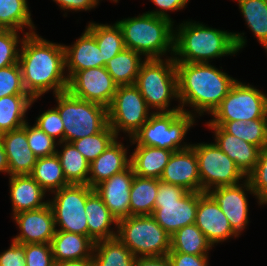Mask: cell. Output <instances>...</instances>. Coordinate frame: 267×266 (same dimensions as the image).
Returning a JSON list of instances; mask_svg holds the SVG:
<instances>
[{
	"mask_svg": "<svg viewBox=\"0 0 267 266\" xmlns=\"http://www.w3.org/2000/svg\"><path fill=\"white\" fill-rule=\"evenodd\" d=\"M193 112L174 111L168 113H155L140 128V130L129 139L132 144L156 147L171 151L187 149L191 144H185L187 132L195 123ZM182 144V145H181Z\"/></svg>",
	"mask_w": 267,
	"mask_h": 266,
	"instance_id": "8992f818",
	"label": "cell"
},
{
	"mask_svg": "<svg viewBox=\"0 0 267 266\" xmlns=\"http://www.w3.org/2000/svg\"><path fill=\"white\" fill-rule=\"evenodd\" d=\"M198 159L201 192L239 184L247 177L215 143L191 144ZM240 180V181H239Z\"/></svg>",
	"mask_w": 267,
	"mask_h": 266,
	"instance_id": "7c38bea8",
	"label": "cell"
},
{
	"mask_svg": "<svg viewBox=\"0 0 267 266\" xmlns=\"http://www.w3.org/2000/svg\"><path fill=\"white\" fill-rule=\"evenodd\" d=\"M242 183L217 187L208 191L227 217L232 229L238 235H241V231L249 223L247 193L250 192L253 196L255 195L247 178Z\"/></svg>",
	"mask_w": 267,
	"mask_h": 266,
	"instance_id": "9a60e30c",
	"label": "cell"
},
{
	"mask_svg": "<svg viewBox=\"0 0 267 266\" xmlns=\"http://www.w3.org/2000/svg\"><path fill=\"white\" fill-rule=\"evenodd\" d=\"M62 10H73V11H81V10H91L99 4L100 0H53Z\"/></svg>",
	"mask_w": 267,
	"mask_h": 266,
	"instance_id": "681fc988",
	"label": "cell"
},
{
	"mask_svg": "<svg viewBox=\"0 0 267 266\" xmlns=\"http://www.w3.org/2000/svg\"><path fill=\"white\" fill-rule=\"evenodd\" d=\"M117 238L136 258L165 256L171 249V235L151 215L118 220Z\"/></svg>",
	"mask_w": 267,
	"mask_h": 266,
	"instance_id": "ba28073f",
	"label": "cell"
},
{
	"mask_svg": "<svg viewBox=\"0 0 267 266\" xmlns=\"http://www.w3.org/2000/svg\"><path fill=\"white\" fill-rule=\"evenodd\" d=\"M158 179L134 176L130 189V216L152 215Z\"/></svg>",
	"mask_w": 267,
	"mask_h": 266,
	"instance_id": "4dcf8cb0",
	"label": "cell"
},
{
	"mask_svg": "<svg viewBox=\"0 0 267 266\" xmlns=\"http://www.w3.org/2000/svg\"><path fill=\"white\" fill-rule=\"evenodd\" d=\"M121 28L125 47L145 56L161 59L167 52L174 53V21L143 13L116 22Z\"/></svg>",
	"mask_w": 267,
	"mask_h": 266,
	"instance_id": "277c9868",
	"label": "cell"
},
{
	"mask_svg": "<svg viewBox=\"0 0 267 266\" xmlns=\"http://www.w3.org/2000/svg\"><path fill=\"white\" fill-rule=\"evenodd\" d=\"M215 134V144L235 162L241 172L247 177L259 159L261 149L251 143L226 133L220 126H207Z\"/></svg>",
	"mask_w": 267,
	"mask_h": 266,
	"instance_id": "44dd1931",
	"label": "cell"
},
{
	"mask_svg": "<svg viewBox=\"0 0 267 266\" xmlns=\"http://www.w3.org/2000/svg\"><path fill=\"white\" fill-rule=\"evenodd\" d=\"M13 219L20 229V233L12 241L24 245L51 243L56 228L54 214L49 203L40 209L14 214Z\"/></svg>",
	"mask_w": 267,
	"mask_h": 266,
	"instance_id": "2e32d148",
	"label": "cell"
},
{
	"mask_svg": "<svg viewBox=\"0 0 267 266\" xmlns=\"http://www.w3.org/2000/svg\"><path fill=\"white\" fill-rule=\"evenodd\" d=\"M207 126H220L226 133L232 134L263 149L267 145V119L244 121H209Z\"/></svg>",
	"mask_w": 267,
	"mask_h": 266,
	"instance_id": "d6a6232c",
	"label": "cell"
},
{
	"mask_svg": "<svg viewBox=\"0 0 267 266\" xmlns=\"http://www.w3.org/2000/svg\"><path fill=\"white\" fill-rule=\"evenodd\" d=\"M149 112L145 99L135 85L118 86L108 107V124L117 137L123 131L132 139L149 120L152 115Z\"/></svg>",
	"mask_w": 267,
	"mask_h": 266,
	"instance_id": "4fadbf2b",
	"label": "cell"
},
{
	"mask_svg": "<svg viewBox=\"0 0 267 266\" xmlns=\"http://www.w3.org/2000/svg\"><path fill=\"white\" fill-rule=\"evenodd\" d=\"M141 54L125 48L105 65V69L112 76L118 86L134 85L139 74L142 60Z\"/></svg>",
	"mask_w": 267,
	"mask_h": 266,
	"instance_id": "f546056e",
	"label": "cell"
},
{
	"mask_svg": "<svg viewBox=\"0 0 267 266\" xmlns=\"http://www.w3.org/2000/svg\"><path fill=\"white\" fill-rule=\"evenodd\" d=\"M135 174L131 165L94 187L110 213L117 219L130 216V189Z\"/></svg>",
	"mask_w": 267,
	"mask_h": 266,
	"instance_id": "d6986e66",
	"label": "cell"
},
{
	"mask_svg": "<svg viewBox=\"0 0 267 266\" xmlns=\"http://www.w3.org/2000/svg\"><path fill=\"white\" fill-rule=\"evenodd\" d=\"M172 153L167 149L136 145L130 155V165L136 176L160 179Z\"/></svg>",
	"mask_w": 267,
	"mask_h": 266,
	"instance_id": "4316f807",
	"label": "cell"
},
{
	"mask_svg": "<svg viewBox=\"0 0 267 266\" xmlns=\"http://www.w3.org/2000/svg\"><path fill=\"white\" fill-rule=\"evenodd\" d=\"M18 62L23 86L32 99H38L49 90H53V95L66 92L64 44L47 41L36 32H24Z\"/></svg>",
	"mask_w": 267,
	"mask_h": 266,
	"instance_id": "6da1fadb",
	"label": "cell"
},
{
	"mask_svg": "<svg viewBox=\"0 0 267 266\" xmlns=\"http://www.w3.org/2000/svg\"><path fill=\"white\" fill-rule=\"evenodd\" d=\"M195 224L212 246L231 237H238L220 206L208 192H200Z\"/></svg>",
	"mask_w": 267,
	"mask_h": 266,
	"instance_id": "e0dca14e",
	"label": "cell"
},
{
	"mask_svg": "<svg viewBox=\"0 0 267 266\" xmlns=\"http://www.w3.org/2000/svg\"><path fill=\"white\" fill-rule=\"evenodd\" d=\"M9 184L13 215L40 209L49 202L43 201L46 191L30 175L10 176Z\"/></svg>",
	"mask_w": 267,
	"mask_h": 266,
	"instance_id": "cb8c5ba5",
	"label": "cell"
},
{
	"mask_svg": "<svg viewBox=\"0 0 267 266\" xmlns=\"http://www.w3.org/2000/svg\"><path fill=\"white\" fill-rule=\"evenodd\" d=\"M24 26L35 33L27 0H0V29L23 32Z\"/></svg>",
	"mask_w": 267,
	"mask_h": 266,
	"instance_id": "8d00e7d4",
	"label": "cell"
},
{
	"mask_svg": "<svg viewBox=\"0 0 267 266\" xmlns=\"http://www.w3.org/2000/svg\"><path fill=\"white\" fill-rule=\"evenodd\" d=\"M172 266H208V255H191L180 252H168Z\"/></svg>",
	"mask_w": 267,
	"mask_h": 266,
	"instance_id": "7dc6e473",
	"label": "cell"
},
{
	"mask_svg": "<svg viewBox=\"0 0 267 266\" xmlns=\"http://www.w3.org/2000/svg\"><path fill=\"white\" fill-rule=\"evenodd\" d=\"M174 30L175 62L209 63L210 59L233 56L246 44L244 33L207 27L196 21L181 23Z\"/></svg>",
	"mask_w": 267,
	"mask_h": 266,
	"instance_id": "3957f363",
	"label": "cell"
},
{
	"mask_svg": "<svg viewBox=\"0 0 267 266\" xmlns=\"http://www.w3.org/2000/svg\"><path fill=\"white\" fill-rule=\"evenodd\" d=\"M127 148L116 139L99 157L90 163L88 185L94 188L96 185L111 176L126 170L131 163V157L127 156Z\"/></svg>",
	"mask_w": 267,
	"mask_h": 266,
	"instance_id": "603a6c76",
	"label": "cell"
},
{
	"mask_svg": "<svg viewBox=\"0 0 267 266\" xmlns=\"http://www.w3.org/2000/svg\"><path fill=\"white\" fill-rule=\"evenodd\" d=\"M209 121L267 119V95L252 85L236 81Z\"/></svg>",
	"mask_w": 267,
	"mask_h": 266,
	"instance_id": "8fae6325",
	"label": "cell"
},
{
	"mask_svg": "<svg viewBox=\"0 0 267 266\" xmlns=\"http://www.w3.org/2000/svg\"><path fill=\"white\" fill-rule=\"evenodd\" d=\"M95 242L77 233L56 231L50 243L55 261L92 258Z\"/></svg>",
	"mask_w": 267,
	"mask_h": 266,
	"instance_id": "484cf974",
	"label": "cell"
},
{
	"mask_svg": "<svg viewBox=\"0 0 267 266\" xmlns=\"http://www.w3.org/2000/svg\"><path fill=\"white\" fill-rule=\"evenodd\" d=\"M93 191L89 185L69 184L52 192L55 196L48 203L54 214L56 231L88 236L85 204Z\"/></svg>",
	"mask_w": 267,
	"mask_h": 266,
	"instance_id": "30bf717a",
	"label": "cell"
},
{
	"mask_svg": "<svg viewBox=\"0 0 267 266\" xmlns=\"http://www.w3.org/2000/svg\"><path fill=\"white\" fill-rule=\"evenodd\" d=\"M1 140L9 163V176L30 175L37 157L29 148L27 122L23 127L1 134Z\"/></svg>",
	"mask_w": 267,
	"mask_h": 266,
	"instance_id": "ffe728a7",
	"label": "cell"
},
{
	"mask_svg": "<svg viewBox=\"0 0 267 266\" xmlns=\"http://www.w3.org/2000/svg\"><path fill=\"white\" fill-rule=\"evenodd\" d=\"M86 29L96 39L102 54L103 67L111 58L126 48L121 28L117 23L108 25L90 22Z\"/></svg>",
	"mask_w": 267,
	"mask_h": 266,
	"instance_id": "836d02e7",
	"label": "cell"
},
{
	"mask_svg": "<svg viewBox=\"0 0 267 266\" xmlns=\"http://www.w3.org/2000/svg\"><path fill=\"white\" fill-rule=\"evenodd\" d=\"M25 245L12 241L10 248L0 254V266H26Z\"/></svg>",
	"mask_w": 267,
	"mask_h": 266,
	"instance_id": "bcb514c9",
	"label": "cell"
},
{
	"mask_svg": "<svg viewBox=\"0 0 267 266\" xmlns=\"http://www.w3.org/2000/svg\"><path fill=\"white\" fill-rule=\"evenodd\" d=\"M116 139H118L117 135L108 124L102 131L82 139L74 140L71 143L89 163H92Z\"/></svg>",
	"mask_w": 267,
	"mask_h": 266,
	"instance_id": "f35d334b",
	"label": "cell"
},
{
	"mask_svg": "<svg viewBox=\"0 0 267 266\" xmlns=\"http://www.w3.org/2000/svg\"><path fill=\"white\" fill-rule=\"evenodd\" d=\"M0 172L9 174V163L0 135Z\"/></svg>",
	"mask_w": 267,
	"mask_h": 266,
	"instance_id": "f5cc1de1",
	"label": "cell"
},
{
	"mask_svg": "<svg viewBox=\"0 0 267 266\" xmlns=\"http://www.w3.org/2000/svg\"><path fill=\"white\" fill-rule=\"evenodd\" d=\"M19 31L0 29V68L18 63L20 48ZM18 47V48H17Z\"/></svg>",
	"mask_w": 267,
	"mask_h": 266,
	"instance_id": "ab89813d",
	"label": "cell"
},
{
	"mask_svg": "<svg viewBox=\"0 0 267 266\" xmlns=\"http://www.w3.org/2000/svg\"><path fill=\"white\" fill-rule=\"evenodd\" d=\"M26 266H52L54 262L51 245L47 243L25 244Z\"/></svg>",
	"mask_w": 267,
	"mask_h": 266,
	"instance_id": "f6af8a7d",
	"label": "cell"
},
{
	"mask_svg": "<svg viewBox=\"0 0 267 266\" xmlns=\"http://www.w3.org/2000/svg\"><path fill=\"white\" fill-rule=\"evenodd\" d=\"M9 95H28L23 86L19 62L0 68V98Z\"/></svg>",
	"mask_w": 267,
	"mask_h": 266,
	"instance_id": "60d3db41",
	"label": "cell"
},
{
	"mask_svg": "<svg viewBox=\"0 0 267 266\" xmlns=\"http://www.w3.org/2000/svg\"><path fill=\"white\" fill-rule=\"evenodd\" d=\"M212 244L195 223L184 226L171 235L169 252H180L191 255H208Z\"/></svg>",
	"mask_w": 267,
	"mask_h": 266,
	"instance_id": "e575fe53",
	"label": "cell"
},
{
	"mask_svg": "<svg viewBox=\"0 0 267 266\" xmlns=\"http://www.w3.org/2000/svg\"><path fill=\"white\" fill-rule=\"evenodd\" d=\"M52 266H92V258L78 259V260H66L55 261Z\"/></svg>",
	"mask_w": 267,
	"mask_h": 266,
	"instance_id": "816d5d0a",
	"label": "cell"
},
{
	"mask_svg": "<svg viewBox=\"0 0 267 266\" xmlns=\"http://www.w3.org/2000/svg\"><path fill=\"white\" fill-rule=\"evenodd\" d=\"M258 202L267 193V145L261 149L254 170L247 176Z\"/></svg>",
	"mask_w": 267,
	"mask_h": 266,
	"instance_id": "ee69618b",
	"label": "cell"
},
{
	"mask_svg": "<svg viewBox=\"0 0 267 266\" xmlns=\"http://www.w3.org/2000/svg\"><path fill=\"white\" fill-rule=\"evenodd\" d=\"M200 192H188L180 186L158 179V191L152 217L169 234L195 223Z\"/></svg>",
	"mask_w": 267,
	"mask_h": 266,
	"instance_id": "9c48e42d",
	"label": "cell"
},
{
	"mask_svg": "<svg viewBox=\"0 0 267 266\" xmlns=\"http://www.w3.org/2000/svg\"><path fill=\"white\" fill-rule=\"evenodd\" d=\"M136 257L116 237L96 241L92 266H134Z\"/></svg>",
	"mask_w": 267,
	"mask_h": 266,
	"instance_id": "f1b7e54d",
	"label": "cell"
},
{
	"mask_svg": "<svg viewBox=\"0 0 267 266\" xmlns=\"http://www.w3.org/2000/svg\"><path fill=\"white\" fill-rule=\"evenodd\" d=\"M258 204L260 205L267 204V193L260 199V202Z\"/></svg>",
	"mask_w": 267,
	"mask_h": 266,
	"instance_id": "db71d44e",
	"label": "cell"
},
{
	"mask_svg": "<svg viewBox=\"0 0 267 266\" xmlns=\"http://www.w3.org/2000/svg\"><path fill=\"white\" fill-rule=\"evenodd\" d=\"M64 125V142L94 135L108 125V108L78 99L67 91L54 95Z\"/></svg>",
	"mask_w": 267,
	"mask_h": 266,
	"instance_id": "52a82bcc",
	"label": "cell"
},
{
	"mask_svg": "<svg viewBox=\"0 0 267 266\" xmlns=\"http://www.w3.org/2000/svg\"><path fill=\"white\" fill-rule=\"evenodd\" d=\"M156 6L159 7L156 11H148L146 13L152 14L154 16L164 17L169 20H172L168 15L167 11H177L185 8L189 0H150Z\"/></svg>",
	"mask_w": 267,
	"mask_h": 266,
	"instance_id": "c3c4849f",
	"label": "cell"
},
{
	"mask_svg": "<svg viewBox=\"0 0 267 266\" xmlns=\"http://www.w3.org/2000/svg\"><path fill=\"white\" fill-rule=\"evenodd\" d=\"M63 148L60 152L56 150V155L60 160L63 174L69 184H84L88 185V177L90 172V163L84 156L75 148L72 143L59 142ZM63 147H62V146Z\"/></svg>",
	"mask_w": 267,
	"mask_h": 266,
	"instance_id": "1f68e13d",
	"label": "cell"
},
{
	"mask_svg": "<svg viewBox=\"0 0 267 266\" xmlns=\"http://www.w3.org/2000/svg\"><path fill=\"white\" fill-rule=\"evenodd\" d=\"M134 266H172L167 255L158 257H137Z\"/></svg>",
	"mask_w": 267,
	"mask_h": 266,
	"instance_id": "f907efd6",
	"label": "cell"
},
{
	"mask_svg": "<svg viewBox=\"0 0 267 266\" xmlns=\"http://www.w3.org/2000/svg\"><path fill=\"white\" fill-rule=\"evenodd\" d=\"M38 99L29 95H9L0 98V135L19 129L27 122V109Z\"/></svg>",
	"mask_w": 267,
	"mask_h": 266,
	"instance_id": "83f0119b",
	"label": "cell"
},
{
	"mask_svg": "<svg viewBox=\"0 0 267 266\" xmlns=\"http://www.w3.org/2000/svg\"><path fill=\"white\" fill-rule=\"evenodd\" d=\"M145 59L135 82L149 109L155 113L182 111L180 105L168 108L170 100L178 98L176 64L173 57Z\"/></svg>",
	"mask_w": 267,
	"mask_h": 266,
	"instance_id": "5b68a950",
	"label": "cell"
},
{
	"mask_svg": "<svg viewBox=\"0 0 267 266\" xmlns=\"http://www.w3.org/2000/svg\"><path fill=\"white\" fill-rule=\"evenodd\" d=\"M162 182L177 185L188 192H201L198 159L195 150L174 151L159 179Z\"/></svg>",
	"mask_w": 267,
	"mask_h": 266,
	"instance_id": "ac0fdd59",
	"label": "cell"
},
{
	"mask_svg": "<svg viewBox=\"0 0 267 266\" xmlns=\"http://www.w3.org/2000/svg\"><path fill=\"white\" fill-rule=\"evenodd\" d=\"M178 101L183 112L189 105L199 116L212 114L237 81L209 63L175 62Z\"/></svg>",
	"mask_w": 267,
	"mask_h": 266,
	"instance_id": "7a4b0ae2",
	"label": "cell"
},
{
	"mask_svg": "<svg viewBox=\"0 0 267 266\" xmlns=\"http://www.w3.org/2000/svg\"><path fill=\"white\" fill-rule=\"evenodd\" d=\"M248 28L267 51V0H237Z\"/></svg>",
	"mask_w": 267,
	"mask_h": 266,
	"instance_id": "74e56055",
	"label": "cell"
},
{
	"mask_svg": "<svg viewBox=\"0 0 267 266\" xmlns=\"http://www.w3.org/2000/svg\"><path fill=\"white\" fill-rule=\"evenodd\" d=\"M118 85L105 67H95L75 72L69 79L67 92L72 96L108 108Z\"/></svg>",
	"mask_w": 267,
	"mask_h": 266,
	"instance_id": "5bb4252c",
	"label": "cell"
},
{
	"mask_svg": "<svg viewBox=\"0 0 267 266\" xmlns=\"http://www.w3.org/2000/svg\"><path fill=\"white\" fill-rule=\"evenodd\" d=\"M27 140L29 148L37 158L56 154V141L48 136L35 124L32 126L27 122Z\"/></svg>",
	"mask_w": 267,
	"mask_h": 266,
	"instance_id": "b9f144b4",
	"label": "cell"
},
{
	"mask_svg": "<svg viewBox=\"0 0 267 266\" xmlns=\"http://www.w3.org/2000/svg\"><path fill=\"white\" fill-rule=\"evenodd\" d=\"M85 211L88 236L94 242L117 236V231H114L111 225H114L117 230L118 220L110 213L95 190L87 197Z\"/></svg>",
	"mask_w": 267,
	"mask_h": 266,
	"instance_id": "d4e9b609",
	"label": "cell"
},
{
	"mask_svg": "<svg viewBox=\"0 0 267 266\" xmlns=\"http://www.w3.org/2000/svg\"><path fill=\"white\" fill-rule=\"evenodd\" d=\"M35 125L54 140L59 137L58 143L64 141V125L56 107L48 109L39 115L36 118Z\"/></svg>",
	"mask_w": 267,
	"mask_h": 266,
	"instance_id": "7bdbcfd3",
	"label": "cell"
},
{
	"mask_svg": "<svg viewBox=\"0 0 267 266\" xmlns=\"http://www.w3.org/2000/svg\"><path fill=\"white\" fill-rule=\"evenodd\" d=\"M30 176L37 181L46 192L50 191L52 193L69 185L56 154L37 158Z\"/></svg>",
	"mask_w": 267,
	"mask_h": 266,
	"instance_id": "d590c367",
	"label": "cell"
},
{
	"mask_svg": "<svg viewBox=\"0 0 267 266\" xmlns=\"http://www.w3.org/2000/svg\"><path fill=\"white\" fill-rule=\"evenodd\" d=\"M65 49V70L69 79L75 72L103 67V59L95 37L85 28L84 33L73 45Z\"/></svg>",
	"mask_w": 267,
	"mask_h": 266,
	"instance_id": "7402d4cb",
	"label": "cell"
}]
</instances>
